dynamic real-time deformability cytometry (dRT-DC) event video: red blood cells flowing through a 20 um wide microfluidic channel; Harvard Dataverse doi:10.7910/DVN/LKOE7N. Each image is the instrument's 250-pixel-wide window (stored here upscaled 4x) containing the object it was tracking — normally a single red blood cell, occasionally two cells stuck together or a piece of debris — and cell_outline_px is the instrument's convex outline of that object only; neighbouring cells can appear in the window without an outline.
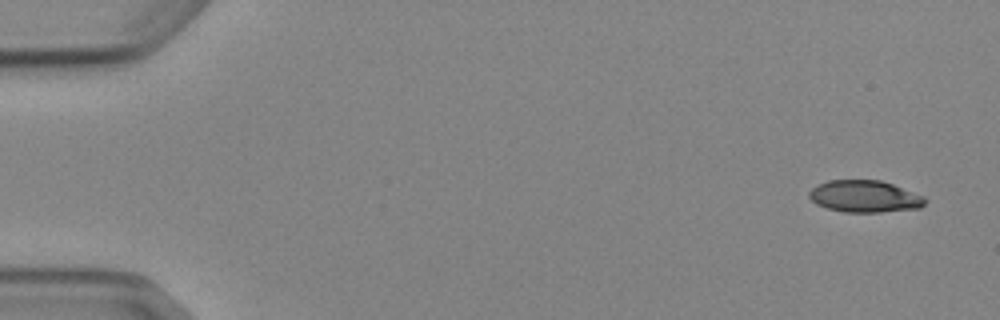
{"species": "Egyptian fruit bat (a non-hibernating species)", "species_latin": "Rousettus aegyptiacus", "temperature_condition": "cold", "stored_images_in_passage": 5, "camera_frame_rate_fps": 3000, "um_per_image_px": 0.085, "animal": {"sex": "female"}, "frame": {"image": 1, "passage_image": 1, "time_ms": 0.0, "image_size_px": [1000, 320], "cell_outline_px": [[928, 200], [920, 208], [880, 212], [844, 212], [828, 208], [816, 204], [808, 196], [808, 192], [812, 188], [828, 180], [880, 180], [892, 184], [924, 196]], "centroid_in_image_um": [73.5, 16.69], "position_along_channel_um": 11.5, "area_um2": 21.5}}
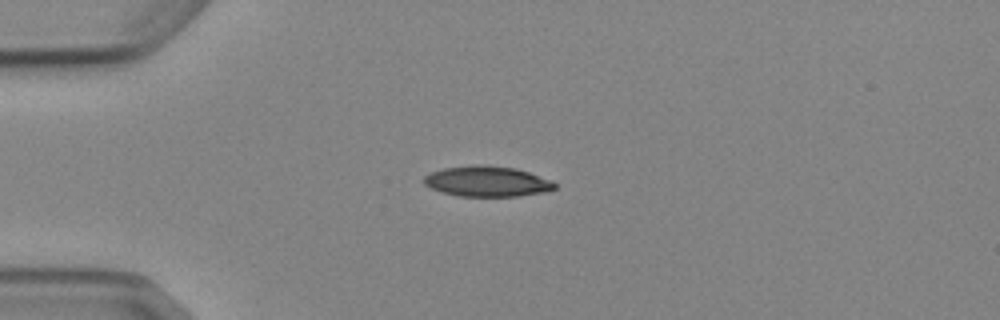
{"frame": {"image": 2, "passage_image": 4, "time_ms": 3.667, "image_size_px": [1000, 320], "cell_outline_px": [[556, 188], [544, 192], [520, 196], [460, 196], [444, 192], [432, 188], [424, 184], [420, 180], [424, 176], [432, 172], [444, 168], [476, 164], [484, 164], [516, 168], [552, 180], [556, 184]], "centroid_in_image_um": [41.41, 15.41], "position_along_channel_um": 43.6, "area_um2": 23.29}}